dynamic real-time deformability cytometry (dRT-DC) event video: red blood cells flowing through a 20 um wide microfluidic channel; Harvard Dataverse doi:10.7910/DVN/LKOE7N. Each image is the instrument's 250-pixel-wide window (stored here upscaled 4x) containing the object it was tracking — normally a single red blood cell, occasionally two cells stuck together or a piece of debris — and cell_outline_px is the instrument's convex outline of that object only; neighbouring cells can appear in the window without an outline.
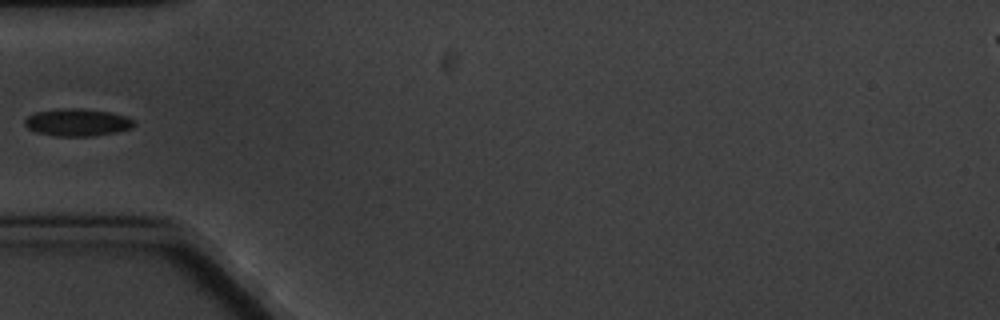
{"species": "common noctule bat (a hibernating species)", "species_latin": "Nyctalus noctula", "temperature_condition": "cold", "stored_images_in_passage": 16, "camera_frame_rate_fps": 3000, "um_per_image_px": 0.085, "animal": {"sex": "male", "body_mass_g": 20.1, "forearm_length_mm": 53.5}, "frame": {"image": 1, "passage_image": 5, "time_ms": 5.667, "image_size_px": [1000, 320], "cell_outline_px": [[136, 124], [132, 128], [116, 132], [92, 136], [56, 136], [36, 132], [28, 128], [24, 124], [24, 120], [28, 116], [36, 112], [56, 108], [80, 108], [108, 112], [128, 116]], "centroid_in_image_um": [6.57, 10.4], "position_along_channel_um": 78.4, "area_um2": 17.51}}
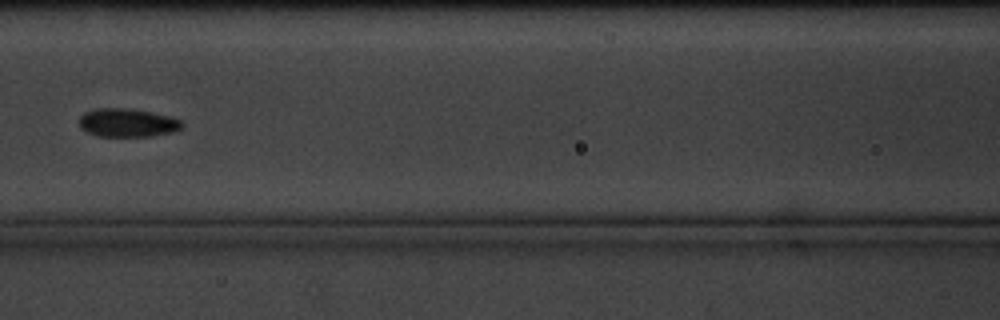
{"frame": {"image": 2, "passage_image": 7, "time_ms": 8.0, "image_size_px": [1000, 320], "cell_outline_px": [[184, 124], [180, 128], [172, 132], [152, 136], [96, 136], [84, 132], [80, 128], [80, 116], [84, 112], [96, 108], [128, 108], [152, 112], [168, 116], [180, 120]], "centroid_in_image_um": [10.78, 10.43], "position_along_channel_um": 155.8, "area_um2": 17.11}, "authors_computed_cell_mechanics": {"area_um2": 17.1377, "velocity_mm_per_s": 3.2746, "shape_relaxation_time_tau1_ms": 5.1651, "shape_relaxation_time_tau2_ms": 6.8668, "deformation_change_tau1": 0.0988, "deformation_change_tau2": 0.0833}}